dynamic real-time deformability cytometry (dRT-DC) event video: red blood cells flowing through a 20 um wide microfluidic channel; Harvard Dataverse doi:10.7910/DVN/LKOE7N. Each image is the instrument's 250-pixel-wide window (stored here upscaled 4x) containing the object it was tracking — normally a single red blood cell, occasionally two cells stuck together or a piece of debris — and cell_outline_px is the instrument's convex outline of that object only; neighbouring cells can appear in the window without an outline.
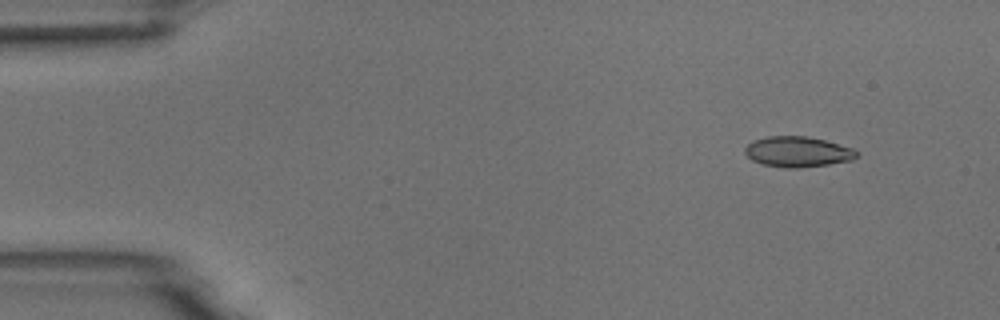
{"species": "common noctule bat (a hibernating species)", "species_latin": "Nyctalus noctula", "temperature_condition": "room temperature", "stored_images_in_passage": 50, "camera_frame_rate_fps": 3000, "um_per_image_px": 0.085, "animal": {"sex": "male", "body_mass_g": 18.8}, "frame": {"image": 1, "passage_image": 1, "time_ms": 0.0, "image_size_px": [1000, 320], "cell_outline_px": [[860, 152], [852, 160], [828, 164], [796, 168], [788, 168], [764, 164], [752, 160], [744, 152], [744, 148], [752, 140], [768, 136], [808, 136], [824, 140], [852, 148]], "centroid_in_image_um": [67.79, 12.89], "position_along_channel_um": 17.2, "area_um2": 19.71}}
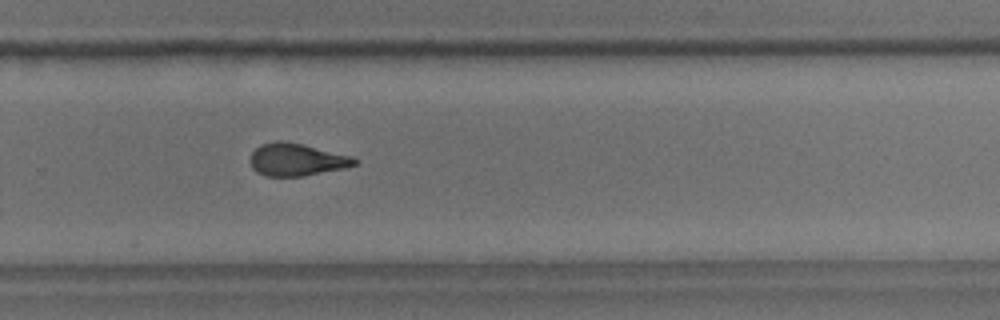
{"frame": {"image": 2, "passage_image": 32, "time_ms": 10.333, "image_size_px": [1000, 320], "cell_outline_px": [[360, 164], [344, 168], [304, 176], [264, 176], [256, 172], [252, 168], [252, 152], [260, 144], [276, 140], [280, 140], [304, 144], [352, 156], [360, 160]], "centroid_in_image_um": [25.26, 13.56], "position_along_channel_um": 304.5, "area_um2": 19.94}}
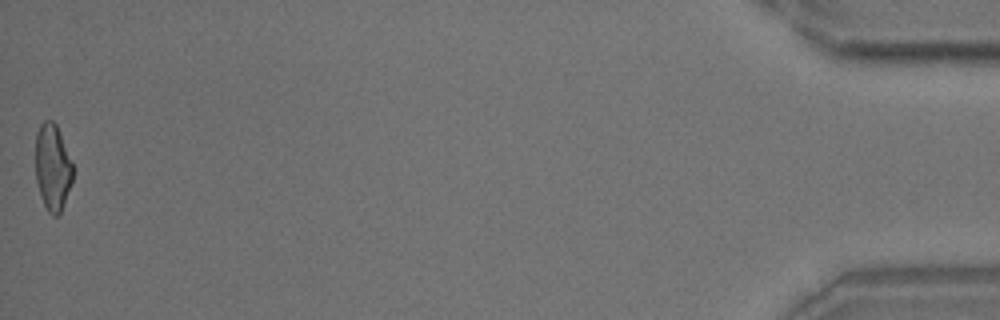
{"frame": {"image": 3, "passage_image": 50, "time_ms": 16.333, "image_size_px": [1000, 320], "cell_outline_px": [[72, 180], [60, 212], [56, 216], [52, 216], [48, 212], [40, 196], [36, 180], [36, 132], [40, 124], [44, 120], [52, 120], [56, 124], [72, 164]], "centroid_in_image_um": [4.44, 14.21], "position_along_channel_um": 430.8, "area_um2": 18.5}, "authors_computed_cell_mechanics": {"area_um2": 19.9121, "velocity_mm_per_s": 3.7097, "shape_relaxation_time_tau1_ms": 4.5456, "shape_relaxation_time_tau2_ms": 1.8276, "deformation_change_tau1": 0.1659, "deformation_change_tau2": 0.1082}}